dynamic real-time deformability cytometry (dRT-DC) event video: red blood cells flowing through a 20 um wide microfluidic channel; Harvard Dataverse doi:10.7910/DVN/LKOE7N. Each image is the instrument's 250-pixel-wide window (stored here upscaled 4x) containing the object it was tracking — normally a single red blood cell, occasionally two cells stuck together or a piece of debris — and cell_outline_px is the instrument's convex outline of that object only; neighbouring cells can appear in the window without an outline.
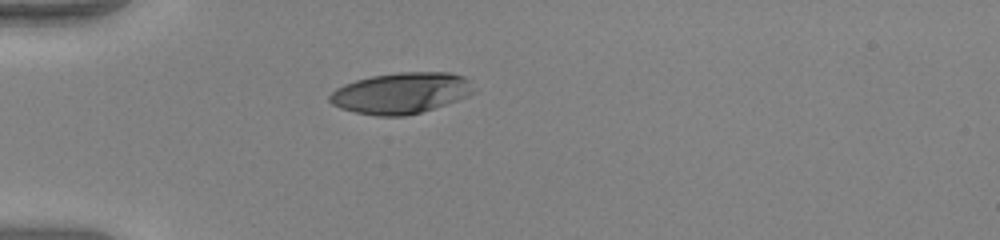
{"species": "human", "species_latin": "Homo sapiens", "temperature_condition": "warm", "stored_images_in_passage": 37, "camera_frame_rate_fps": 3000, "um_per_image_px": 0.085, "donor": {"sex": "female"}, "frame": {"image": 1, "passage_image": 1, "time_ms": 0.0, "image_size_px": [1000, 240], "cell_outline_px": [[476, 92], [468, 96], [420, 112], [404, 116], [376, 116], [356, 112], [340, 108], [332, 104], [328, 100], [328, 96], [336, 88], [344, 84], [356, 80], [372, 76], [400, 72], [448, 72], [464, 76], [472, 80]], "centroid_in_image_um": [34.11, 7.9], "position_along_channel_um": 50.9, "area_um2": 34.51}}
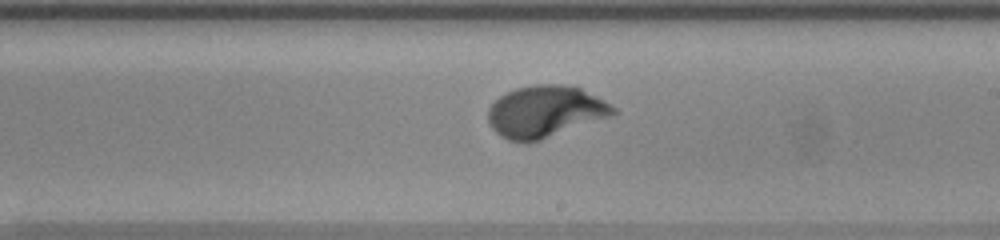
{"frame": {"image": 2, "passage_image": 17, "time_ms": 5.333, "image_size_px": [1000, 240], "cell_outline_px": [[616, 112], [612, 116], [528, 144], [508, 140], [500, 136], [492, 128], [488, 120], [488, 108], [500, 96], [516, 88], [536, 84], [560, 84], [580, 88], [604, 100], [616, 108]], "centroid_in_image_um": [46.33, 9.5], "position_along_channel_um": 242.7, "area_um2": 37.69}}
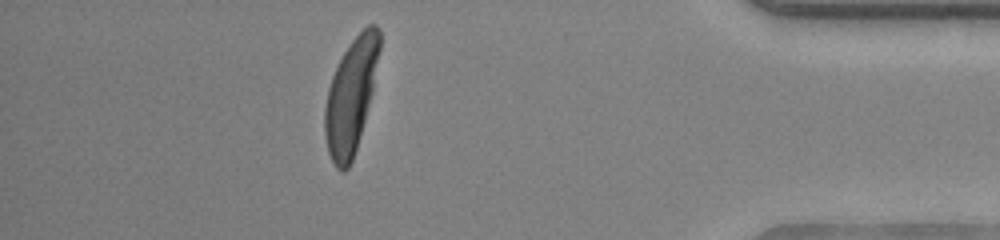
{"frame": {"image": 3, "passage_image": 32, "time_ms": 10.333, "image_size_px": [1000, 240], "cell_outline_px": [[380, 48], [372, 92], [356, 148], [352, 160], [348, 168], [344, 172], [340, 172], [336, 168], [328, 152], [324, 136], [324, 108], [328, 88], [332, 76], [344, 52], [352, 40], [368, 24], [376, 24], [380, 28]], "centroid_in_image_um": [29.81, 8.16], "position_along_channel_um": 405.4, "area_um2": 36.07}, "authors_computed_cell_mechanics": {"area_um2": 36.1828, "velocity_mm_per_s": 3.9803, "shape_relaxation_time_tau1_ms": 2.5714, "shape_relaxation_time_tau2_ms": null, "deformation_change_tau1": 0.2104, "deformation_change_tau2": null}}